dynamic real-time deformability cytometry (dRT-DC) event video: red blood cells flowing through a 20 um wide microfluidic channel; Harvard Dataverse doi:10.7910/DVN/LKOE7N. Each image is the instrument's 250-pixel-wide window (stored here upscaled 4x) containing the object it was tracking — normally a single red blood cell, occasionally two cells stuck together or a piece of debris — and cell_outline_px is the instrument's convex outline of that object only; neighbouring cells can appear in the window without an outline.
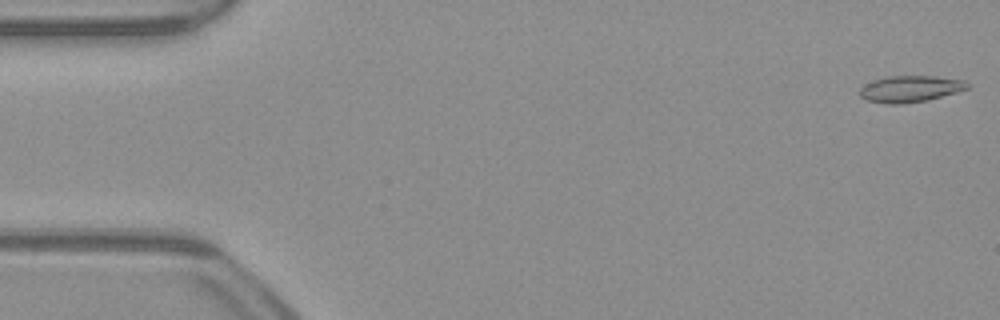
{"species": "common noctule bat (a hibernating species)", "species_latin": "Nyctalus noctula", "temperature_condition": "warm", "stored_images_in_passage": 52, "camera_frame_rate_fps": 3000, "um_per_image_px": 0.085, "animal": {"sex": "male", "body_mass_g": 23.1, "forearm_length_mm": 52.7}, "frame": {"image": 1, "passage_image": 1, "time_ms": 0.0, "image_size_px": [1000, 320], "cell_outline_px": [[968, 88], [956, 92], [928, 100], [904, 104], [888, 104], [868, 100], [860, 96], [860, 88], [864, 84], [888, 76], [936, 76], [964, 80], [968, 84]], "centroid_in_image_um": [77.37, 7.55], "position_along_channel_um": 7.6, "area_um2": 16.47}}
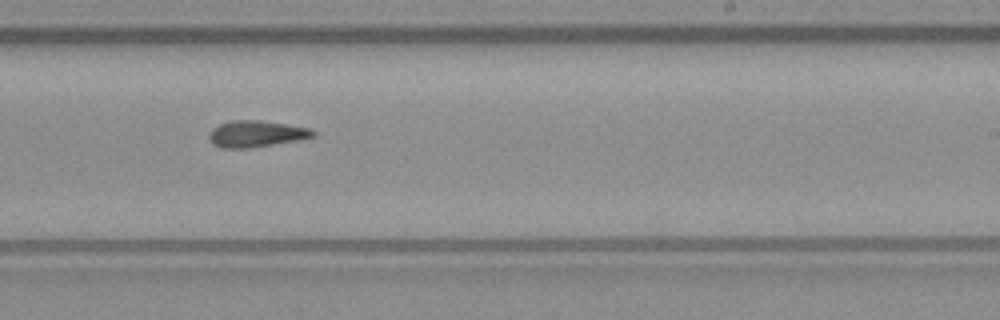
{"frame": {"image": 2, "passage_image": 31, "time_ms": 10.0, "image_size_px": [1000, 320], "cell_outline_px": [[316, 136], [300, 140], [248, 148], [220, 148], [212, 144], [208, 136], [208, 132], [212, 128], [220, 124], [232, 120], [260, 120], [308, 128], [316, 132]], "centroid_in_image_um": [21.74, 11.38], "position_along_channel_um": 267.3, "area_um2": 16.07}}
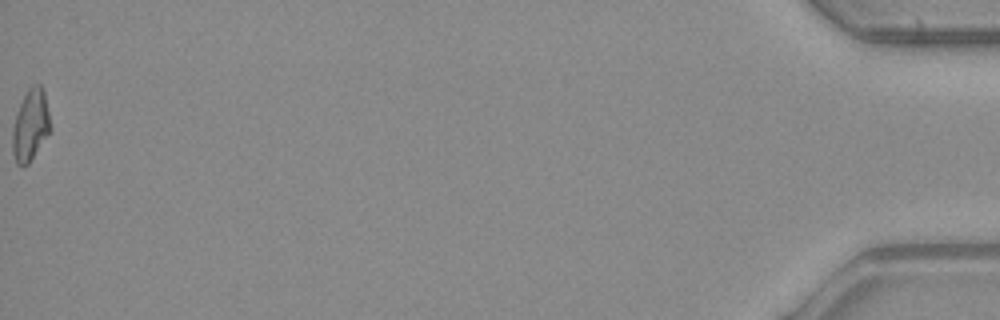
{"frame": {"image": 3, "passage_image": 52, "time_ms": 17.0, "image_size_px": [1000, 320], "cell_outline_px": [[52, 128], [28, 164], [24, 168], [16, 164], [12, 152], [12, 128], [20, 104], [28, 88], [32, 84], [40, 84], [44, 92]], "centroid_in_image_um": [2.58, 10.67], "position_along_channel_um": 432.6, "area_um2": 15.78}, "authors_computed_cell_mechanics": {"area_um2": 15.8083, "velocity_mm_per_s": 3.9878, "shape_relaxation_time_tau1_ms": null, "shape_relaxation_time_tau2_ms": 8.1425, "deformation_change_tau1": null, "deformation_change_tau2": 0.1996}}